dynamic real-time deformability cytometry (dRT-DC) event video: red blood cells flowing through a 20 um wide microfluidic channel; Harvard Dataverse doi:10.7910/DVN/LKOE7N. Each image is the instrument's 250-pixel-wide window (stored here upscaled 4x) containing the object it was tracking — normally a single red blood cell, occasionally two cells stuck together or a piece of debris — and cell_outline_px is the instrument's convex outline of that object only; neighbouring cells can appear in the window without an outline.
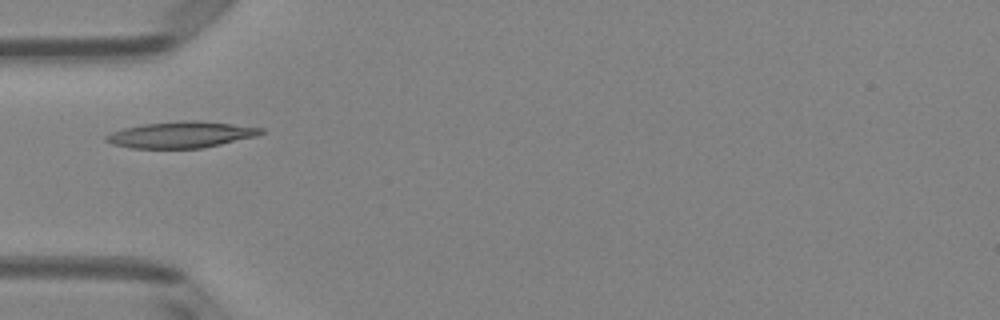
{"species": "Egyptian fruit bat (a non-hibernating species)", "species_latin": "Rousettus aegyptiacus", "temperature_condition": "room temperature", "stored_images_in_passage": 6, "camera_frame_rate_fps": 3000, "um_per_image_px": 0.085, "animal": {"sex": "female"}, "frame": {"image": 1, "passage_image": 4, "time_ms": 1.0, "image_size_px": [1000, 320], "cell_outline_px": [[264, 132], [256, 136], [220, 144], [200, 148], [132, 148], [112, 144], [104, 140], [104, 136], [112, 132], [124, 128], [144, 124], [184, 120], [200, 120], [264, 128]], "centroid_in_image_um": [15.38, 11.44], "position_along_channel_um": 69.6, "area_um2": 23.58}}
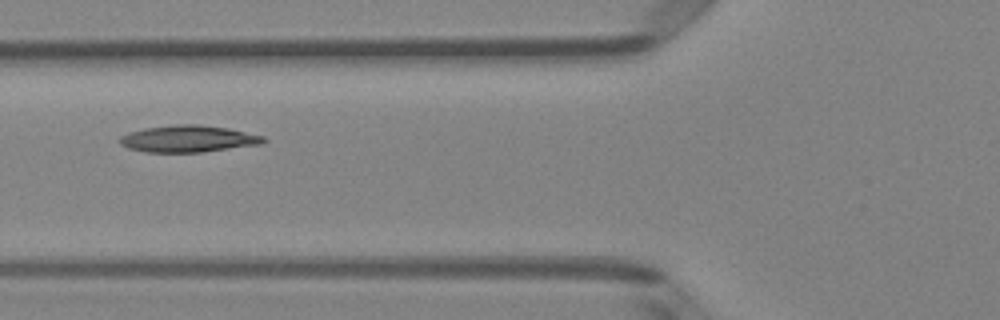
{"frame": {"image": 2, "passage_image": 5, "time_ms": 1.333, "image_size_px": [1000, 320], "cell_outline_px": [[268, 140], [264, 144], [204, 152], [144, 152], [128, 148], [120, 144], [120, 136], [128, 132], [144, 128], [176, 124], [196, 124], [228, 128], [264, 136]], "centroid_in_image_um": [16.03, 11.8], "position_along_channel_um": 109.8, "area_um2": 22.66}}
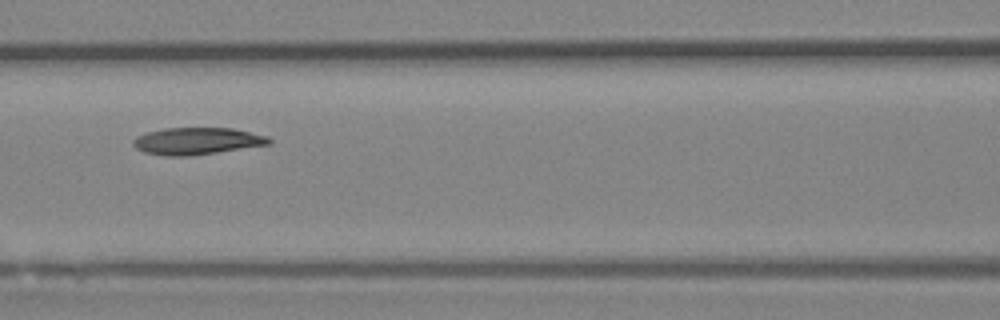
{"frame": {"image": 3, "passage_image": 6, "time_ms": 1.667, "image_size_px": [1000, 320], "cell_outline_px": [[272, 144], [188, 156], [164, 156], [144, 152], [136, 148], [132, 144], [132, 140], [136, 136], [148, 132], [164, 128], [232, 128], [268, 136], [272, 140]], "centroid_in_image_um": [16.73, 11.99], "position_along_channel_um": 149.9, "area_um2": 21.39}}